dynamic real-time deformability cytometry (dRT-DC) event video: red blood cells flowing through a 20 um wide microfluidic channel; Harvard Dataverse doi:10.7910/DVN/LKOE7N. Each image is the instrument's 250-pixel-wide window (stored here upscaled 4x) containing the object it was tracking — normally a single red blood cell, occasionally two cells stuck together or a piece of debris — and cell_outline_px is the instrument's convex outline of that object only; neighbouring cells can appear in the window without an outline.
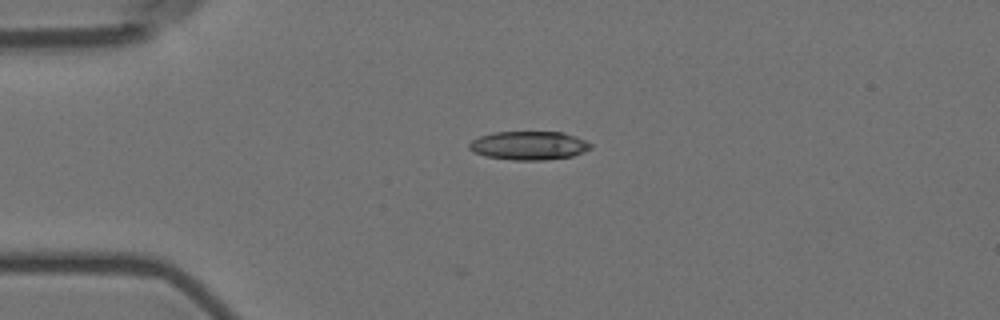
{"species": "Egyptian fruit bat (a non-hibernating species)", "species_latin": "Rousettus aegyptiacus", "temperature_condition": "room temperature", "stored_images_in_passage": 3, "camera_frame_rate_fps": 3000, "um_per_image_px": 0.085, "animal": {"sex": "female"}, "frame": {"image": 1, "passage_image": 1, "time_ms": 0.0, "image_size_px": [1000, 320], "cell_outline_px": [[592, 148], [572, 156], [544, 160], [512, 160], [488, 156], [476, 152], [468, 148], [468, 144], [472, 140], [480, 136], [492, 132], [564, 132], [576, 136], [592, 144]], "centroid_in_image_um": [44.97, 12.36], "position_along_channel_um": 40.0, "area_um2": 20.17}}